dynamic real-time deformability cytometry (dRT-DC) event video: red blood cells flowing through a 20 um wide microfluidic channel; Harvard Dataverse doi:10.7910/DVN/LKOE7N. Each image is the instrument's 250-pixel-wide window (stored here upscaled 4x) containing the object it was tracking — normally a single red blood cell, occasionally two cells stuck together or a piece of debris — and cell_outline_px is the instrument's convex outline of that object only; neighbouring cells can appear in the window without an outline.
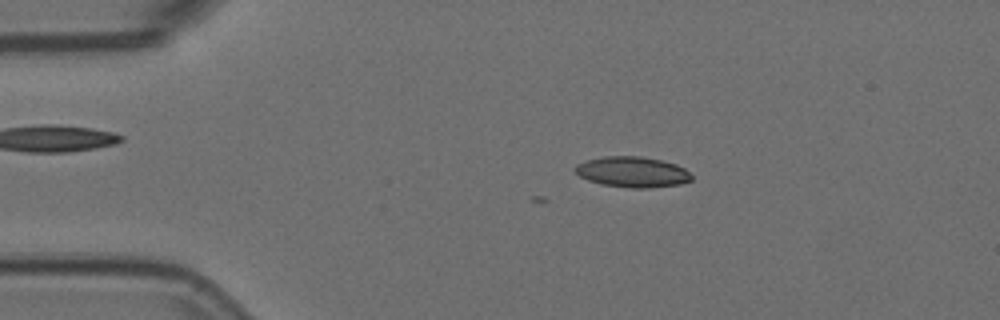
{"species": "Egyptian fruit bat (a non-hibernating species)", "species_latin": "Rousettus aegyptiacus", "temperature_condition": "room temperature", "stored_images_in_passage": 2, "camera_frame_rate_fps": 3000, "um_per_image_px": 0.085, "animal": {"sex": "female"}, "frame": {"image": 1, "passage_image": 2, "time_ms": 0.333, "image_size_px": [1000, 320], "cell_outline_px": [[692, 180], [680, 184], [648, 188], [632, 188], [600, 184], [588, 180], [580, 176], [572, 168], [576, 164], [588, 160], [604, 156], [640, 156], [660, 160], [676, 164], [684, 168], [692, 176]], "centroid_in_image_um": [53.74, 14.62], "position_along_channel_um": 31.3, "area_um2": 20.75}}